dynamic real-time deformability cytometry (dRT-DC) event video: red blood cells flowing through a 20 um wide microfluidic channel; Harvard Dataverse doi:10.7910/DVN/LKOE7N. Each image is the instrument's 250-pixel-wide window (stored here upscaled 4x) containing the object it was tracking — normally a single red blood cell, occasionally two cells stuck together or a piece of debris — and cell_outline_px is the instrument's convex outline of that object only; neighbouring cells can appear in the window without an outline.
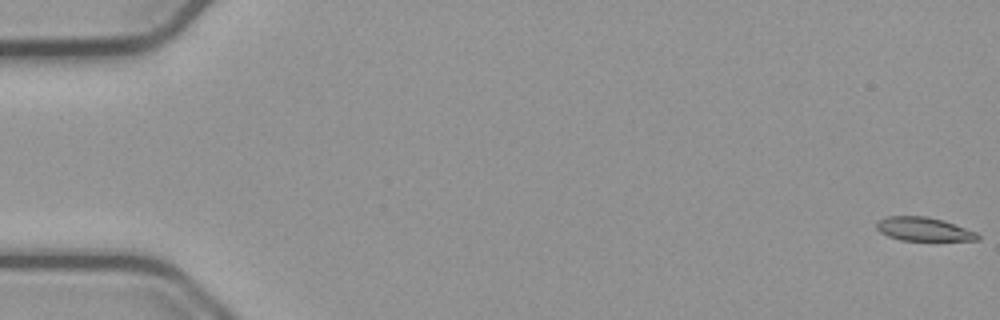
{"species": "common noctule bat (a hibernating species)", "species_latin": "Nyctalus noctula", "temperature_condition": "cold", "stored_images_in_passage": 16, "camera_frame_rate_fps": 3000, "um_per_image_px": 0.085, "animal": {"sex": "male", "body_mass_g": 23.1, "forearm_length_mm": 52.7}, "frame": {"image": 1, "passage_image": 1, "time_ms": 0.0, "image_size_px": [1000, 320], "cell_outline_px": [[980, 240], [900, 240], [888, 236], [880, 232], [876, 228], [876, 220], [884, 216], [928, 216], [944, 220], [976, 232], [980, 236]], "centroid_in_image_um": [78.47, 19.46], "position_along_channel_um": 6.5, "area_um2": 14.05}}
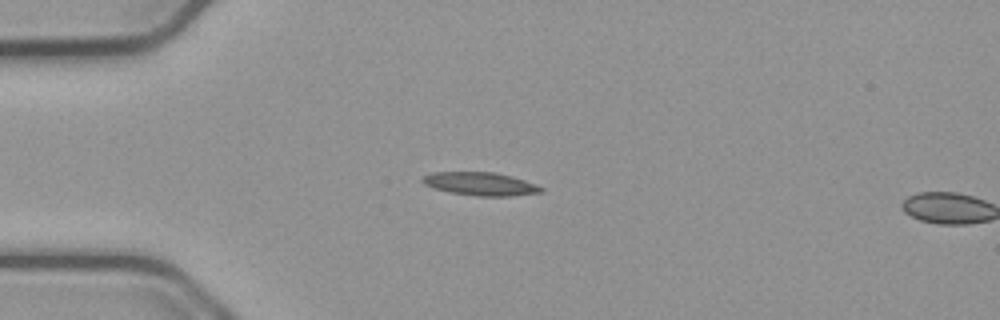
{"frame": {"image": 2, "passage_image": 15, "time_ms": 4.667, "image_size_px": [1000, 320], "cell_outline_px": [[544, 192], [512, 196], [476, 196], [448, 192], [432, 188], [424, 184], [420, 180], [424, 176], [432, 172], [496, 172], [512, 176], [536, 184], [544, 188]], "centroid_in_image_um": [40.84, 15.63], "position_along_channel_um": 44.2, "area_um2": 16.24}}